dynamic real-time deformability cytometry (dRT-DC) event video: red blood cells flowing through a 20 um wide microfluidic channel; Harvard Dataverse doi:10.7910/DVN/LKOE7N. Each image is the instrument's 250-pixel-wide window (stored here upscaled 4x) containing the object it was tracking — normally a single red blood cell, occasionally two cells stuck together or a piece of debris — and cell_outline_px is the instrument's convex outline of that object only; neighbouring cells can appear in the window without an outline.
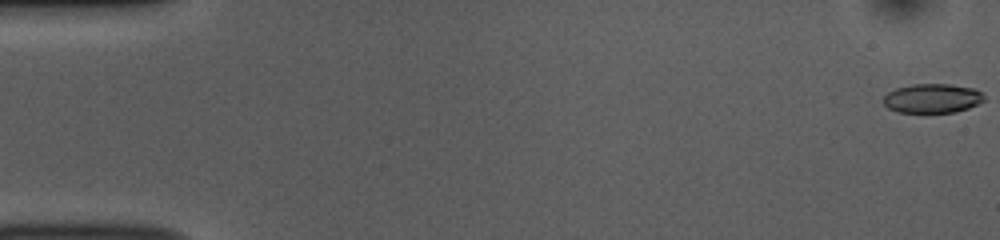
{"species": "common noctule bat (a hibernating species)", "species_latin": "Nyctalus noctula", "temperature_condition": "room temperature", "stored_images_in_passage": 53, "camera_frame_rate_fps": 3000, "um_per_image_px": 0.085, "animal": {"sex": "female", "body_mass_g": 10.0, "forearm_length_mm": 53.1}, "frame": {"image": 1, "passage_image": 1, "time_ms": 0.0, "image_size_px": [1000, 240], "cell_outline_px": [[984, 100], [968, 108], [956, 112], [896, 112], [888, 108], [884, 104], [884, 96], [888, 92], [896, 88], [912, 84], [948, 84], [972, 88], [980, 92], [984, 96]], "centroid_in_image_um": [79.22, 8.36], "position_along_channel_um": 5.8, "area_um2": 16.99}}
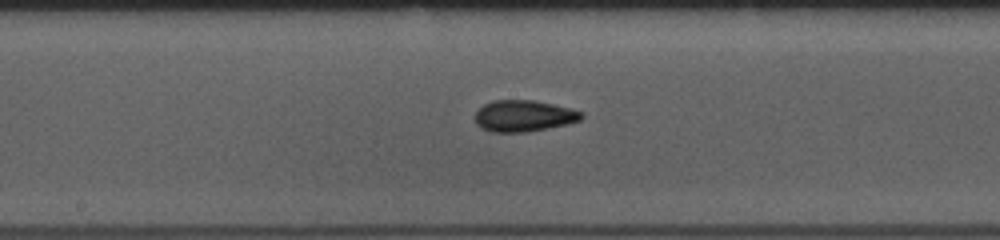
{"frame": {"image": 2, "passage_image": 28, "time_ms": 9.0, "image_size_px": [1000, 240], "cell_outline_px": [[584, 116], [580, 120], [568, 124], [548, 128], [524, 132], [492, 132], [480, 128], [476, 124], [476, 112], [484, 104], [492, 100], [536, 100], [572, 108], [584, 112]], "centroid_in_image_um": [44.55, 9.84], "position_along_channel_um": 203.7, "area_um2": 19.65}}
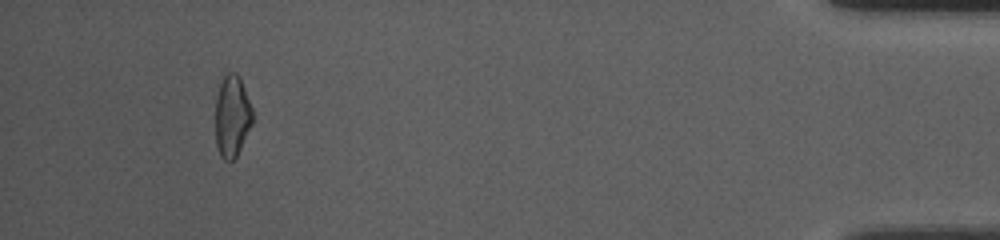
{"frame": {"image": 3, "passage_image": 50, "time_ms": 16.333, "image_size_px": [1000, 240], "cell_outline_px": [[252, 124], [236, 156], [232, 160], [224, 160], [220, 156], [216, 144], [216, 80], [228, 72], [236, 72], [240, 76], [252, 108]], "centroid_in_image_um": [19.69, 9.78], "position_along_channel_um": 415.5, "area_um2": 18.03}, "authors_computed_cell_mechanics": {"area_um2": 18.496, "velocity_mm_per_s": 3.8026, "shape_relaxation_time_tau1_ms": 6.6157, "shape_relaxation_time_tau2_ms": 1.6944, "deformation_change_tau1": 0.1431, "deformation_change_tau2": 0.0787}}